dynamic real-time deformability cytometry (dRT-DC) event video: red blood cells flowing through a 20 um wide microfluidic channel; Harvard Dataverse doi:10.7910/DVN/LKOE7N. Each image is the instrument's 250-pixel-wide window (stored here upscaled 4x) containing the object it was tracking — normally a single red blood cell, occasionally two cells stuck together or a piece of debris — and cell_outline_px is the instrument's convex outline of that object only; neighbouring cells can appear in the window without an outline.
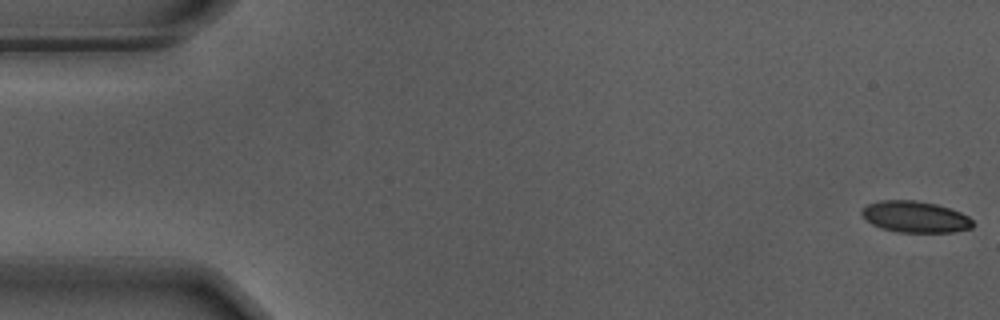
{"species": "Egyptian fruit bat (a non-hibernating species)", "species_latin": "Rousettus aegyptiacus", "temperature_condition": "warm", "stored_images_in_passage": 7, "camera_frame_rate_fps": 3000, "um_per_image_px": 0.085, "animal": {"sex": "male"}, "frame": {"image": 1, "passage_image": 1, "time_ms": 0.0, "image_size_px": [1000, 320], "cell_outline_px": [[972, 228], [952, 232], [896, 232], [880, 228], [872, 224], [860, 212], [868, 204], [880, 200], [912, 200], [936, 204], [960, 212], [968, 216], [972, 220]], "centroid_in_image_um": [77.78, 18.43], "position_along_channel_um": 7.2, "area_um2": 20.11}}